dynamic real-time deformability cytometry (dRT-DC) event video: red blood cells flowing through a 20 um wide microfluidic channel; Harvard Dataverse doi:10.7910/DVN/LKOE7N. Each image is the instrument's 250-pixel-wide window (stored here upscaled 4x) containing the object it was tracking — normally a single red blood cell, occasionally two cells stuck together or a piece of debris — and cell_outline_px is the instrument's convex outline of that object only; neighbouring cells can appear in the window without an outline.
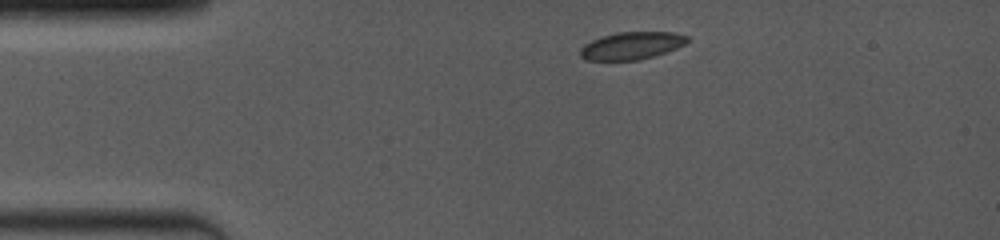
{"species": "common noctule bat (a hibernating species)", "species_latin": "Nyctalus noctula", "temperature_condition": "room temperature", "stored_images_in_passage": 5, "camera_frame_rate_fps": 4000, "um_per_image_px": 0.085, "animal": {"sex": "female", "body_mass_g": 19.0, "forearm_length_mm": 53.3}, "frame": {"image": 1, "passage_image": 1, "time_ms": 0.0, "image_size_px": [1000, 240], "cell_outline_px": [[688, 40], [684, 44], [668, 52], [636, 60], [584, 60], [580, 56], [580, 48], [584, 44], [592, 40], [616, 32], [672, 32], [688, 36]], "centroid_in_image_um": [53.67, 3.88], "position_along_channel_um": 31.3, "area_um2": 17.05}}
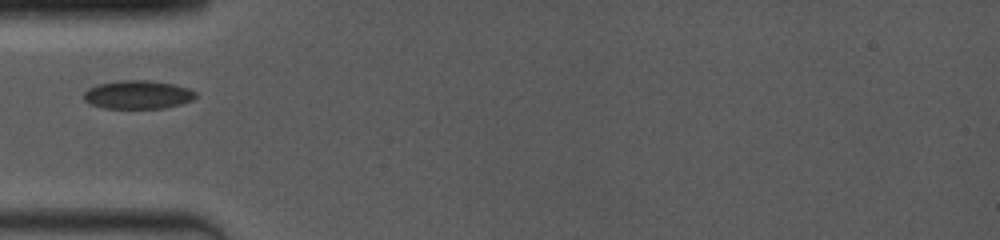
{"frame": {"image": 2, "passage_image": 5, "time_ms": 2.25, "image_size_px": [1000, 240], "cell_outline_px": [[196, 96], [192, 100], [180, 104], [164, 108], [104, 108], [88, 104], [84, 100], [84, 92], [88, 88], [96, 84], [120, 80], [148, 80], [172, 84], [188, 88], [196, 92]], "centroid_in_image_um": [11.67, 8.04], "position_along_channel_um": 73.3, "area_um2": 18.61}}